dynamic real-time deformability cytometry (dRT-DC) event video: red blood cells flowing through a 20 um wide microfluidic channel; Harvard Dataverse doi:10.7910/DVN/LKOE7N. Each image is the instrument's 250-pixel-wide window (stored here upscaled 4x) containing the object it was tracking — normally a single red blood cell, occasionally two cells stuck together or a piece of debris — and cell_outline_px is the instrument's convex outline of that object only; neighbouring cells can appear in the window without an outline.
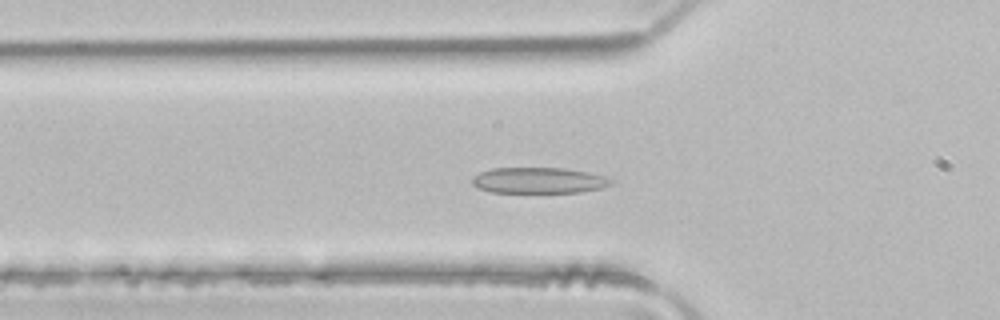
{"species": "common noctule bat (a hibernating species)", "species_latin": "Nyctalus noctula", "temperature_condition": "room temperature", "stored_images_in_passage": 50, "camera_frame_rate_fps": 3000, "um_per_image_px": 0.085, "animal": {"sex": "male", "body_mass_g": 21.5, "forearm_length_mm": 52.0}, "frame": {"image": 1, "passage_image": 17, "time_ms": 5.333, "image_size_px": [1000, 320], "cell_outline_px": [[616, 180], [612, 184], [600, 188], [580, 192], [492, 192], [476, 188], [472, 184], [472, 176], [480, 172], [492, 168], [564, 168], [588, 172], [604, 176]], "centroid_in_image_um": [45.78, 15.33], "position_along_channel_um": 80.0, "area_um2": 21.04}}
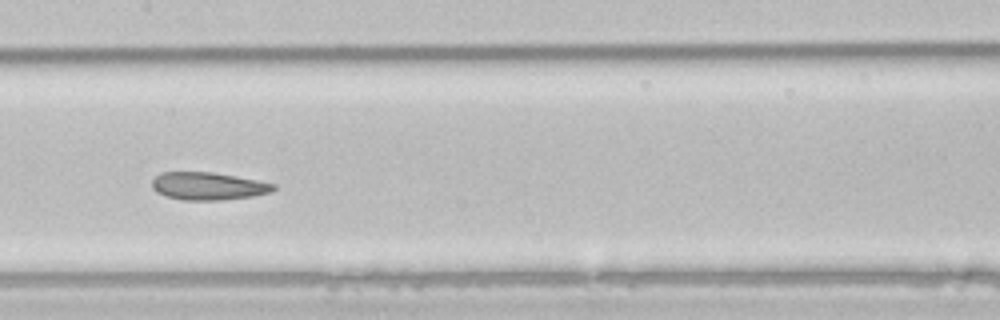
{"frame": {"image": 2, "passage_image": 25, "time_ms": 8.0, "image_size_px": [1000, 320], "cell_outline_px": [[276, 188], [272, 192], [252, 196], [224, 200], [184, 200], [168, 196], [156, 192], [152, 188], [152, 180], [160, 172], [212, 172], [236, 176], [276, 184]], "centroid_in_image_um": [17.7, 15.81], "position_along_channel_um": 189.7, "area_um2": 19.59}}
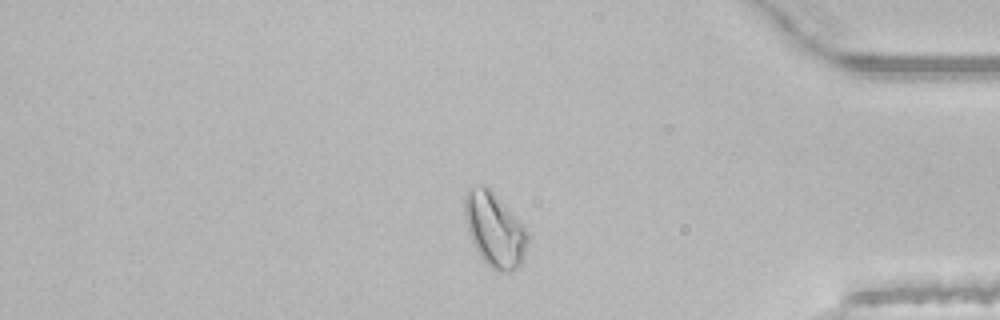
{"frame": {"image": 3, "passage_image": 42, "time_ms": 13.667, "image_size_px": [1000, 320], "cell_outline_px": [[528, 240], [520, 264], [516, 268], [508, 272], [500, 272], [492, 268], [480, 256], [472, 244], [464, 212], [464, 196], [468, 188], [480, 184], [484, 184], [524, 224], [528, 232]], "centroid_in_image_um": [42.03, 19.5], "position_along_channel_um": 393.2, "area_um2": 26.99}, "authors_computed_cell_mechanics": {"area_um2": 23.409, "velocity_mm_per_s": 4.0912, "shape_relaxation_time_tau1_ms": 5.9843, "shape_relaxation_time_tau2_ms": 2.7222, "deformation_change_tau1": 0.148, "deformation_change_tau2": 0.0871}}